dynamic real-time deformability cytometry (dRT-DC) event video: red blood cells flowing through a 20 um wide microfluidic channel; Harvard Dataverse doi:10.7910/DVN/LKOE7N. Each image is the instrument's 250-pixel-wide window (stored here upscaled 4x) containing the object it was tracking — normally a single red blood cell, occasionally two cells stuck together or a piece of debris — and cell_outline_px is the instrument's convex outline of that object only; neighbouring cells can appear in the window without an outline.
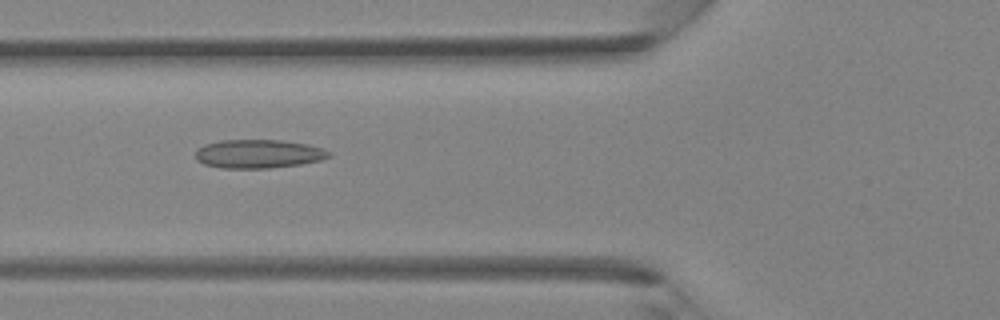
{"species": "Egyptian fruit bat (a non-hibernating species)", "species_latin": "Rousettus aegyptiacus", "temperature_condition": "room temperature", "stored_images_in_passage": 33, "camera_frame_rate_fps": 3000, "um_per_image_px": 0.085, "animal": {"sex": "female"}, "frame": {"image": 1, "passage_image": 8, "time_ms": 2.333, "image_size_px": [1000, 320], "cell_outline_px": [[332, 156], [320, 160], [300, 164], [268, 168], [220, 168], [204, 164], [196, 160], [196, 148], [204, 144], [220, 140], [280, 140], [304, 144], [324, 148], [332, 152]], "centroid_in_image_um": [21.95, 13.07], "position_along_channel_um": 103.9, "area_um2": 22.37}}
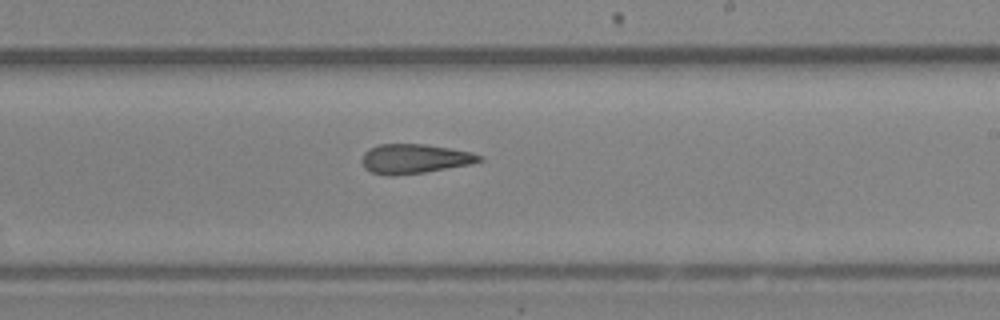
{"frame": {"image": 2, "passage_image": 17, "time_ms": 5.333, "image_size_px": [1000, 320], "cell_outline_px": [[484, 160], [472, 164], [424, 172], [392, 176], [384, 176], [372, 172], [364, 168], [360, 160], [364, 152], [368, 148], [380, 144], [424, 144], [472, 152], [484, 156]], "centroid_in_image_um": [35.22, 13.5], "position_along_channel_um": 253.8, "area_um2": 20.4}}
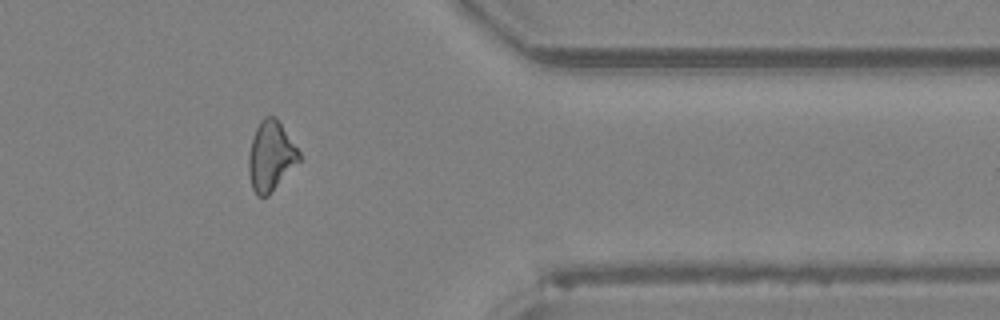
{"frame": {"image": 3, "passage_image": 26, "time_ms": 8.333, "image_size_px": [1000, 320], "cell_outline_px": [[300, 160], [268, 196], [256, 196], [252, 188], [248, 172], [248, 156], [252, 140], [256, 128], [260, 120], [264, 116], [276, 116], [300, 152]], "centroid_in_image_um": [23.0, 13.26], "position_along_channel_um": 388.4, "area_um2": 20.46}}